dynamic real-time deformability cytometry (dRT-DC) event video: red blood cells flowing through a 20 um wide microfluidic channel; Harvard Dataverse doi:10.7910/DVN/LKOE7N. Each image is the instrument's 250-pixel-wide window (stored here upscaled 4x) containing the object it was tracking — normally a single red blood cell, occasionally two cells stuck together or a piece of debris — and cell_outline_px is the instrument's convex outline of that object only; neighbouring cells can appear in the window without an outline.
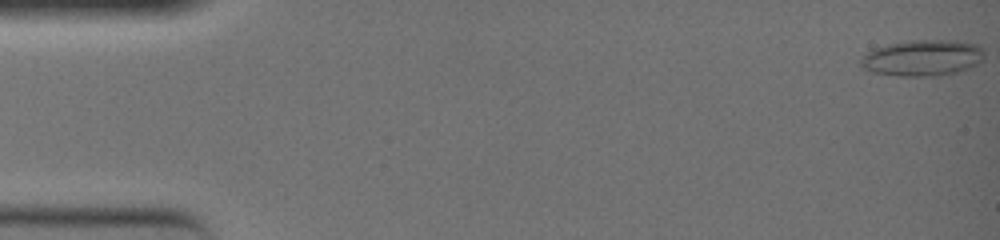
{"species": "common noctule bat (a hibernating species)", "species_latin": "Nyctalus noctula", "temperature_condition": "warm", "stored_images_in_passage": 46, "camera_frame_rate_fps": 3000, "um_per_image_px": 0.085, "animal": {"sex": "female", "body_mass_g": 19.0, "forearm_length_mm": 51.5}, "frame": {"image": 1, "passage_image": 1, "time_ms": 0.0, "image_size_px": [1000, 240], "cell_outline_px": [[984, 60], [968, 68], [956, 72], [940, 76], [900, 76], [872, 72], [860, 68], [860, 60], [868, 52], [876, 48], [888, 44], [908, 40], [956, 40], [976, 44], [984, 48]], "centroid_in_image_um": [78.44, 4.92], "position_along_channel_um": 6.6, "area_um2": 26.24}}
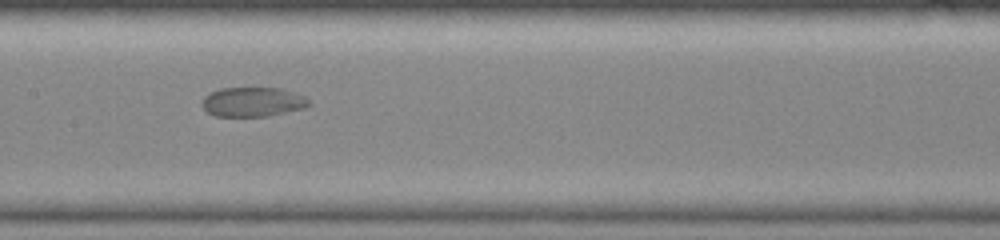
{"frame": {"image": 2, "passage_image": 27, "time_ms": 8.667, "image_size_px": [1000, 240], "cell_outline_px": [[312, 104], [304, 108], [268, 116], [216, 116], [208, 112], [200, 104], [204, 96], [220, 88], [280, 88], [304, 96], [312, 100]], "centroid_in_image_um": [21.5, 8.66], "position_along_channel_um": 185.9, "area_um2": 18.38}}
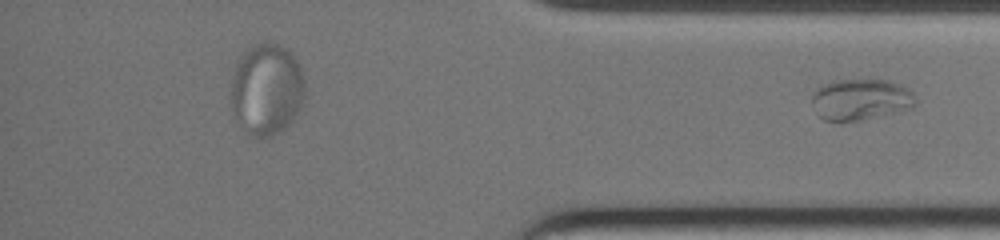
{"frame": {"image": 3, "passage_image": 46, "time_ms": 15.0, "image_size_px": [1000, 240], "cell_outline_px": [[916, 104], [912, 108], [860, 120], [824, 120], [820, 116], [812, 100], [812, 92], [820, 84], [832, 80], [888, 80], [900, 84], [908, 88], [916, 96]], "centroid_in_image_um": [73.18, 8.42], "position_along_channel_um": 362.0, "area_um2": 24.8}}